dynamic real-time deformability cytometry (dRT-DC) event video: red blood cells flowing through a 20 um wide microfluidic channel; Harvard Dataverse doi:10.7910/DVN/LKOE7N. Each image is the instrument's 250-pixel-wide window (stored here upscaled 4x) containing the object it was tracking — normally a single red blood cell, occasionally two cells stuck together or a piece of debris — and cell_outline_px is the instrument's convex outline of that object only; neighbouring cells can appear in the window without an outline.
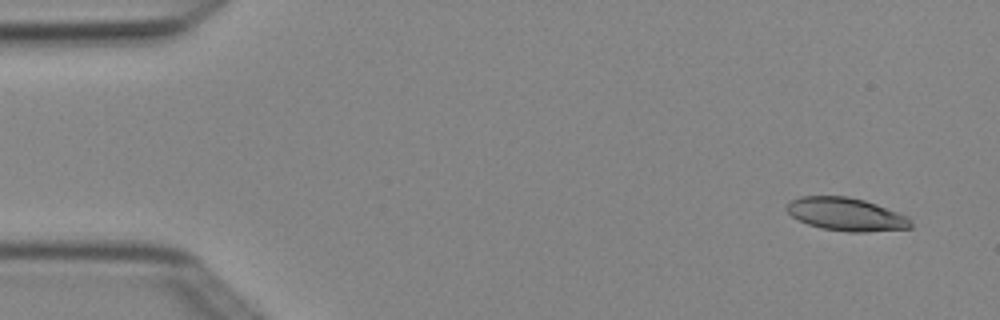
{"species": "Egyptian fruit bat (a non-hibernating species)", "species_latin": "Rousettus aegyptiacus", "temperature_condition": "cold", "stored_images_in_passage": 4, "camera_frame_rate_fps": 3000, "um_per_image_px": 0.085, "animal": {"sex": "female"}, "frame": {"image": 1, "passage_image": 1, "time_ms": 0.0, "image_size_px": [1000, 320], "cell_outline_px": [[912, 228], [868, 232], [848, 232], [820, 228], [808, 224], [792, 216], [784, 208], [792, 200], [800, 196], [848, 196], [864, 200], [876, 204], [908, 216], [912, 220]], "centroid_in_image_um": [71.95, 18.22], "position_along_channel_um": 13.1, "area_um2": 23.99}}
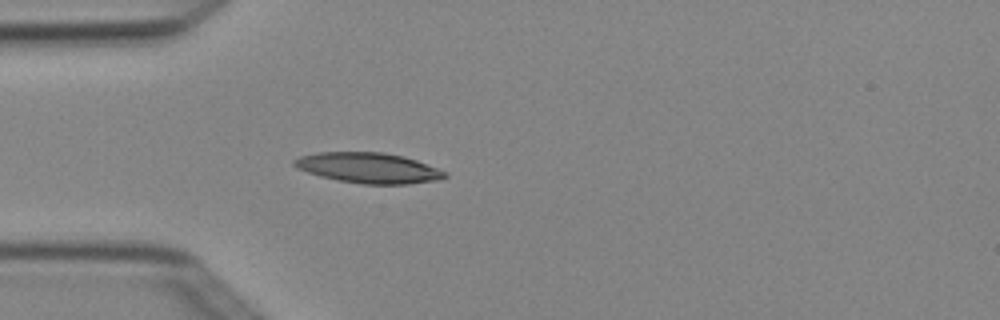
{"frame": {"image": 2, "passage_image": 4, "time_ms": 1.0, "image_size_px": [1000, 320], "cell_outline_px": [[448, 176], [440, 180], [408, 184], [364, 184], [336, 180], [320, 176], [296, 168], [292, 164], [292, 160], [300, 156], [316, 152], [384, 152], [404, 156], [416, 160], [448, 172]], "centroid_in_image_um": [31.33, 14.27], "position_along_channel_um": 53.7, "area_um2": 26.93}}